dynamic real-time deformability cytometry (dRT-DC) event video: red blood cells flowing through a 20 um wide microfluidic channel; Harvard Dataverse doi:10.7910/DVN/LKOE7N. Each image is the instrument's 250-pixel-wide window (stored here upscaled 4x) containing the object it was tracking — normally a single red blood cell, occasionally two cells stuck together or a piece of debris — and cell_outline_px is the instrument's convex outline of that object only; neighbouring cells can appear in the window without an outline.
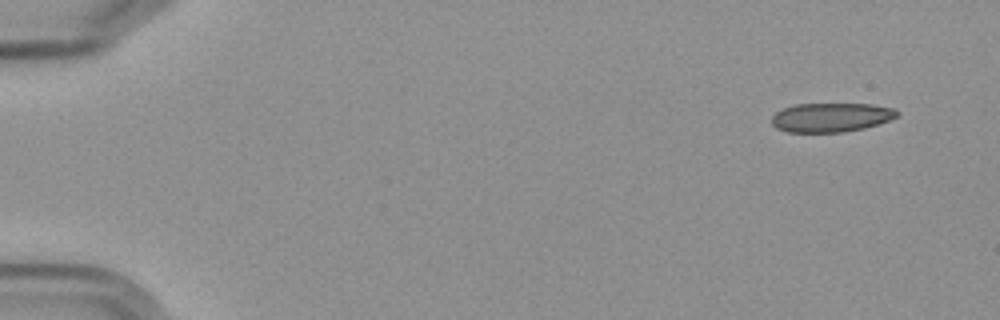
{"species": "Egyptian fruit bat (a non-hibernating species)", "species_latin": "Rousettus aegyptiacus", "temperature_condition": "cold", "stored_images_in_passage": 4, "camera_frame_rate_fps": 3000, "um_per_image_px": 0.085, "frame": {"image": 1, "passage_image": 1, "time_ms": 0.0, "image_size_px": [1000, 320], "cell_outline_px": [[900, 112], [896, 116], [888, 120], [864, 128], [844, 132], [788, 132], [776, 128], [772, 124], [772, 116], [776, 112], [784, 108], [796, 104], [872, 104], [896, 108]], "centroid_in_image_um": [70.64, 9.97], "position_along_channel_um": 14.4, "area_um2": 21.21}}
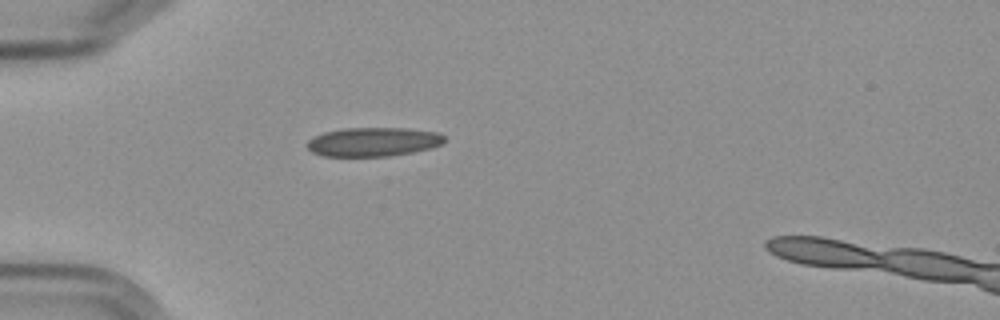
{"frame": {"image": 2, "passage_image": 4, "time_ms": 4.333, "image_size_px": [1000, 320], "cell_outline_px": [[444, 140], [440, 144], [432, 148], [412, 152], [388, 156], [324, 156], [312, 152], [308, 148], [308, 140], [324, 132], [344, 128], [404, 128], [440, 132], [444, 136]], "centroid_in_image_um": [31.74, 12.05], "position_along_channel_um": 53.3, "area_um2": 23.06}}